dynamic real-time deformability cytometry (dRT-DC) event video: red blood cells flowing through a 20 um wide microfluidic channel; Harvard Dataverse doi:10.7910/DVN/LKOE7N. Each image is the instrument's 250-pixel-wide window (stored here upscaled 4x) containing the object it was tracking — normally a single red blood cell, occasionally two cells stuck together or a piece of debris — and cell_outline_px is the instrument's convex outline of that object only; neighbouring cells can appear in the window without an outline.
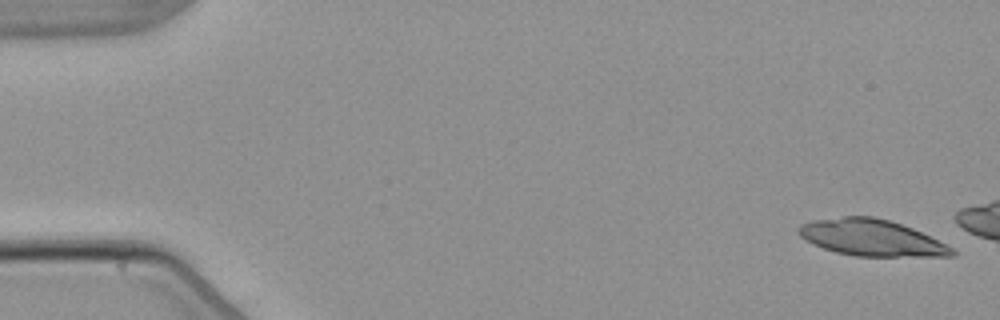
{"species": "common noctule bat (a hibernating species)", "species_latin": "Nyctalus noctula", "temperature_condition": "warm", "stored_images_in_passage": 3, "camera_frame_rate_fps": 3000, "um_per_image_px": 0.085, "animal": {"sex": "male", "body_mass_g": 21.5, "forearm_length_mm": 52.0}, "frame": {"image": 1, "passage_image": 1, "time_ms": 0.0, "image_size_px": [1000, 320], "cell_outline_px": [[956, 256], [856, 256], [836, 252], [812, 244], [804, 240], [796, 232], [796, 228], [800, 224], [812, 220], [844, 216], [876, 216], [912, 228], [952, 248], [956, 252]], "centroid_in_image_um": [73.99, 20.2], "position_along_channel_um": 11.0, "area_um2": 32.43}}